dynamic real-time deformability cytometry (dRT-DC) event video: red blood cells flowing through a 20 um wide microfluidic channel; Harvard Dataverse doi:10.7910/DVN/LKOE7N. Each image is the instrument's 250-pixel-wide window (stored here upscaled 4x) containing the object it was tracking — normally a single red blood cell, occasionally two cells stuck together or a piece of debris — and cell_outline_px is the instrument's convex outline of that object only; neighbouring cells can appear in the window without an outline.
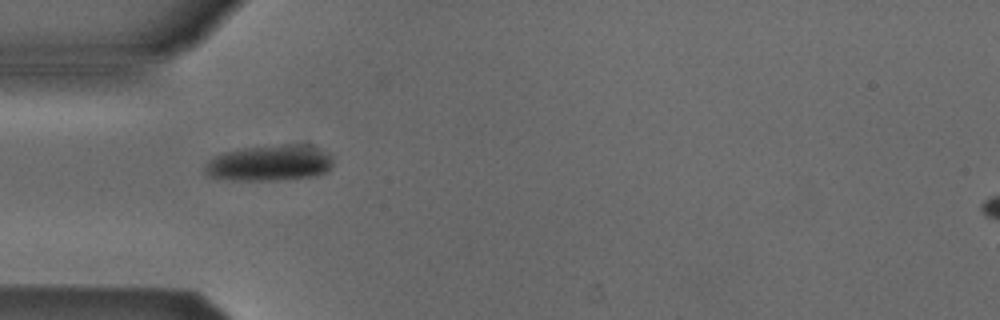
{"species": "Egyptian fruit bat (a non-hibernating species)", "species_latin": "Rousettus aegyptiacus", "temperature_condition": "cold", "stored_images_in_passage": 2, "camera_frame_rate_fps": 3000, "um_per_image_px": 0.085, "animal": {"sex": "male"}, "frame": {"image": 1, "passage_image": 1, "time_ms": 0.0, "image_size_px": [1000, 320], "cell_outline_px": [[332, 164], [328, 172], [316, 176], [284, 180], [232, 180], [212, 176], [204, 172], [204, 168], [208, 160], [224, 152], [248, 148], [296, 144], [308, 144], [332, 156]], "centroid_in_image_um": [22.96, 13.88], "position_along_channel_um": 62.0, "area_um2": 26.59}}
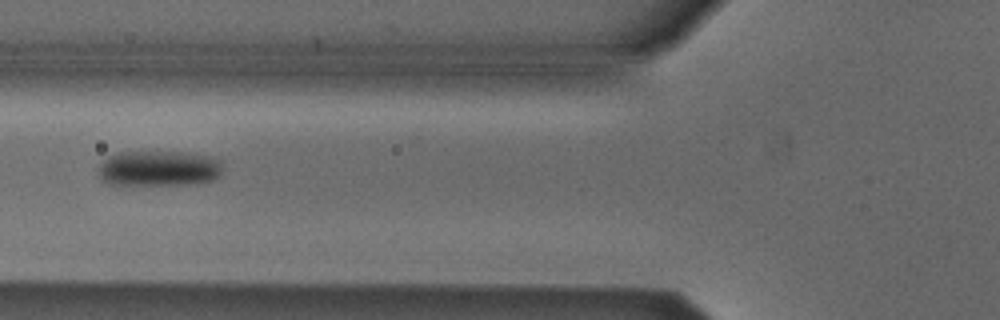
{"frame": {"image": 2, "passage_image": 2, "time_ms": 0.333, "image_size_px": [1000, 320], "cell_outline_px": [[220, 176], [212, 180], [196, 184], [112, 184], [100, 180], [100, 164], [108, 156], [116, 152], [188, 152], [212, 156], [220, 160]], "centroid_in_image_um": [13.52, 14.3], "position_along_channel_um": 112.3, "area_um2": 25.72}}